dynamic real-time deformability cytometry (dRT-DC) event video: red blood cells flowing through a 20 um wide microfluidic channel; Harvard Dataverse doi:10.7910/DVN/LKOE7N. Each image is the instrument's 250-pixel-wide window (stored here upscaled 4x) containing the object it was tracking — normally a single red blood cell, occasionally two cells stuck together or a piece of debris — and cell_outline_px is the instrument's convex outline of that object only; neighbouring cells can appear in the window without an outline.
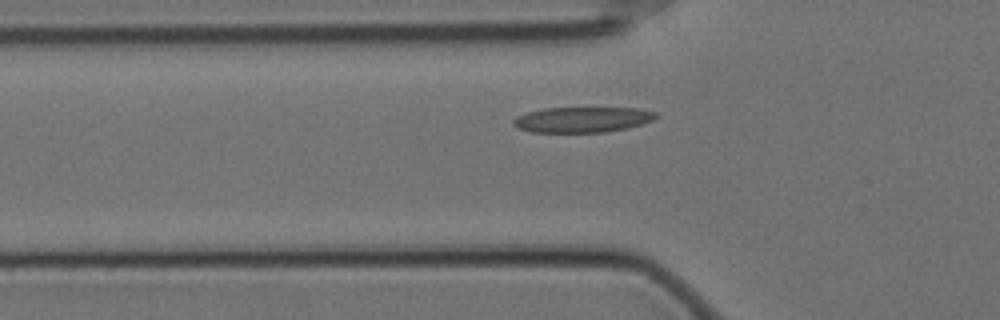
{"species": "Egyptian fruit bat (a non-hibernating species)", "species_latin": "Rousettus aegyptiacus", "temperature_condition": "cold", "stored_images_in_passage": 44, "camera_frame_rate_fps": 3000, "um_per_image_px": 0.085, "animal": {"sex": "female"}, "frame": {"image": 1, "passage_image": 7, "time_ms": 2.0, "image_size_px": [1000, 320], "cell_outline_px": [[660, 116], [652, 120], [640, 124], [624, 128], [604, 132], [532, 132], [516, 128], [512, 124], [512, 120], [516, 116], [528, 112], [544, 108], [640, 108], [656, 112]], "centroid_in_image_um": [49.47, 10.16], "position_along_channel_um": 76.3, "area_um2": 21.15}}
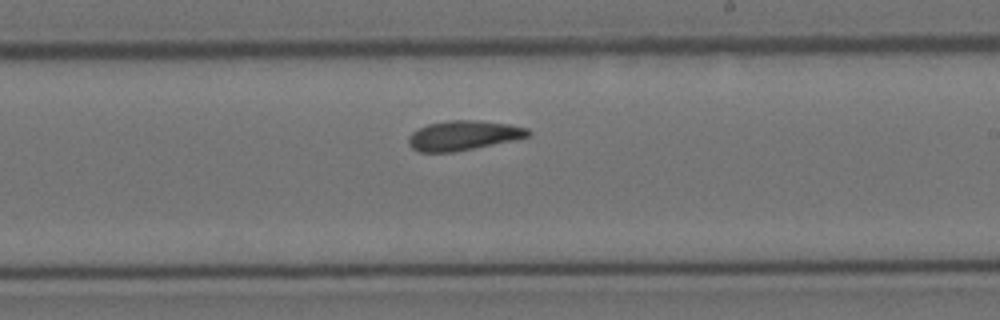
{"frame": {"image": 2, "passage_image": 22, "time_ms": 7.0, "image_size_px": [1000, 320], "cell_outline_px": [[532, 136], [452, 152], [420, 152], [412, 148], [408, 144], [408, 136], [412, 132], [428, 124], [448, 120], [476, 120], [508, 124], [528, 128], [532, 132]], "centroid_in_image_um": [39.38, 11.5], "position_along_channel_um": 249.6, "area_um2": 20.52}}
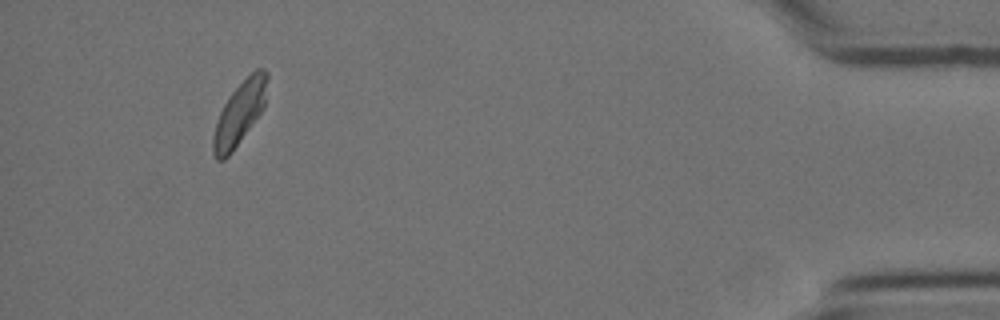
{"frame": {"image": 3, "passage_image": 42, "time_ms": 13.667, "image_size_px": [1000, 320], "cell_outline_px": [[268, 76], [264, 108], [232, 152], [224, 160], [216, 160], [212, 152], [212, 140], [216, 124], [220, 112], [228, 96], [256, 68], [264, 68], [268, 72]], "centroid_in_image_um": [20.36, 9.63], "position_along_channel_um": 414.8, "area_um2": 19.71}, "authors_computed_cell_mechanics": {"area_um2": 20.4901, "velocity_mm_per_s": 3.4547, "shape_relaxation_time_tau1_ms": 7.544, "shape_relaxation_time_tau2_ms": 4.2581, "deformation_change_tau1": 0.1644, "deformation_change_tau2": 0.0859}}